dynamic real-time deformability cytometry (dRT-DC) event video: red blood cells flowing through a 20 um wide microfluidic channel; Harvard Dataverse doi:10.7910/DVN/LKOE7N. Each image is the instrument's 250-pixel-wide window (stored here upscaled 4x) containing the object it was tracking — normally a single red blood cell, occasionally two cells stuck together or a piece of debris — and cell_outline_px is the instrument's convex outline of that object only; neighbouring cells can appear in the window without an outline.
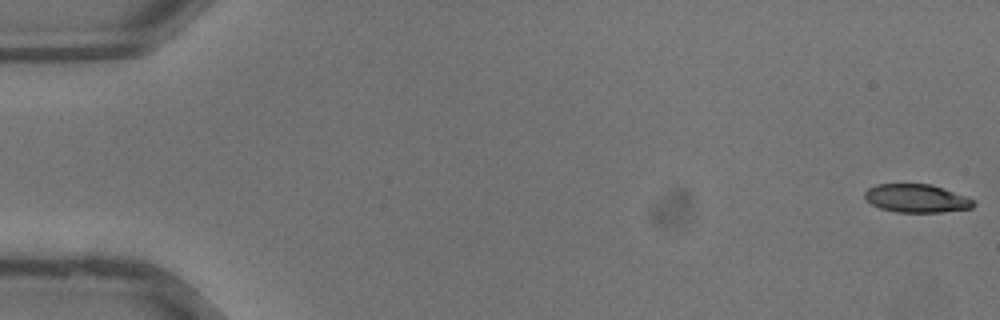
{"species": "common noctule bat (a hibernating species)", "species_latin": "Nyctalus noctula", "temperature_condition": "warm", "stored_images_in_passage": 11, "camera_frame_rate_fps": 3000, "um_per_image_px": 0.085, "animal": {"sex": "male", "body_mass_g": 13.3}, "frame": {"image": 1, "passage_image": 1, "time_ms": 0.0, "image_size_px": [1000, 320], "cell_outline_px": [[976, 204], [972, 208], [944, 212], [896, 212], [880, 208], [872, 204], [864, 196], [864, 192], [868, 188], [876, 184], [932, 184], [968, 196], [976, 200]], "centroid_in_image_um": [77.97, 16.86], "position_along_channel_um": 7.0, "area_um2": 18.15}}
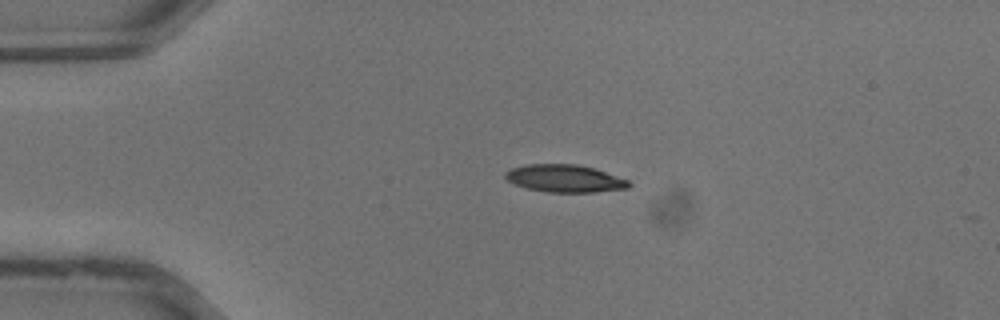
{"frame": {"image": 2, "passage_image": 9, "time_ms": 2.667, "image_size_px": [1000, 320], "cell_outline_px": [[632, 184], [628, 188], [596, 192], [544, 192], [528, 188], [516, 184], [508, 180], [504, 176], [504, 172], [512, 168], [528, 164], [576, 164], [596, 168], [628, 180]], "centroid_in_image_um": [48.03, 15.16], "position_along_channel_um": 37.0, "area_um2": 19.83}}